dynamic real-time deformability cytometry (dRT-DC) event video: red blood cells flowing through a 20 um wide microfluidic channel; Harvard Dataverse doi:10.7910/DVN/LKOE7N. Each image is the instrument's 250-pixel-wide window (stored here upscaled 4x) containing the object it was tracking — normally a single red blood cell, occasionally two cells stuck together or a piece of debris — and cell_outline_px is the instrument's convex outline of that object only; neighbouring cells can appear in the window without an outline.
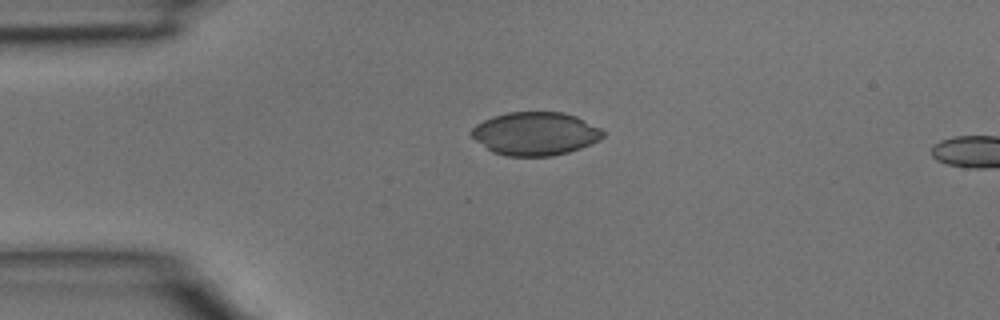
{"species": "common noctule bat (a hibernating species)", "species_latin": "Nyctalus noctula", "temperature_condition": "room temperature", "stored_images_in_passage": 2, "camera_frame_rate_fps": 3000, "um_per_image_px": 0.085, "animal": {"sex": "male", "body_mass_g": 15.6}, "frame": {"image": 1, "passage_image": 1, "time_ms": 0.0, "image_size_px": [1000, 320], "cell_outline_px": [[604, 136], [600, 140], [580, 148], [568, 152], [552, 156], [508, 156], [492, 152], [476, 140], [468, 132], [476, 124], [492, 116], [508, 112], [564, 112], [576, 116], [600, 128], [604, 132]], "centroid_in_image_um": [45.49, 11.36], "position_along_channel_um": 39.5, "area_um2": 33.18}}